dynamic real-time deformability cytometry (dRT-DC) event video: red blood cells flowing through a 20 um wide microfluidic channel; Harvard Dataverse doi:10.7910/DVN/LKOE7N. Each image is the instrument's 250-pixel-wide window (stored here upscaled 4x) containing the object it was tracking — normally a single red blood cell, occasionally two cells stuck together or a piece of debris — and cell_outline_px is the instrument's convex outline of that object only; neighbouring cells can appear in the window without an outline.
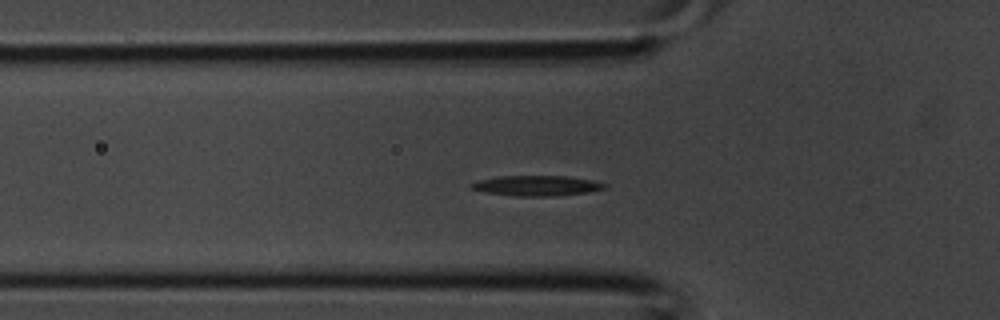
{"species": "common noctule bat (a hibernating species)", "species_latin": "Nyctalus noctula", "temperature_condition": "room temperature", "stored_images_in_passage": 38, "camera_frame_rate_fps": 3000, "um_per_image_px": 0.085, "animal": {"sex": "male", "body_mass_g": 20.1, "forearm_length_mm": 53.5}, "frame": {"image": 1, "passage_image": 12, "time_ms": 3.667, "image_size_px": [1000, 320], "cell_outline_px": [[608, 188], [588, 192], [552, 196], [516, 196], [484, 192], [472, 188], [468, 184], [476, 180], [496, 176], [568, 176], [592, 180], [604, 184]], "centroid_in_image_um": [45.57, 15.77], "position_along_channel_um": 80.2, "area_um2": 15.78}}
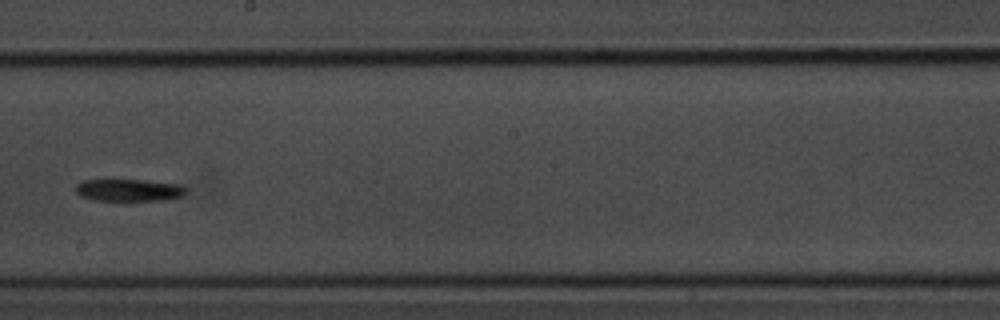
{"frame": {"image": 2, "passage_image": 21, "time_ms": 6.667, "image_size_px": [1000, 320], "cell_outline_px": [[188, 192], [184, 196], [168, 200], [120, 204], [96, 200], [80, 196], [76, 192], [76, 184], [84, 180], [144, 180], [184, 184], [188, 188]], "centroid_in_image_um": [11.06, 16.22], "position_along_channel_um": 237.1, "area_um2": 15.55}}
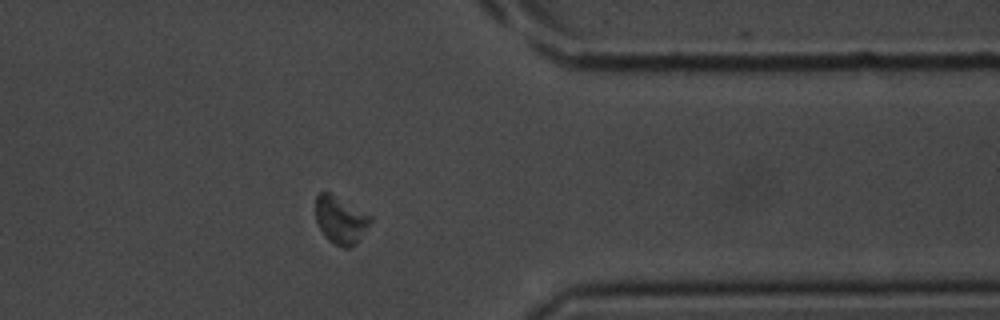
{"frame": {"image": 3, "passage_image": 30, "time_ms": 9.667, "image_size_px": [1000, 320], "cell_outline_px": [[372, 220], [360, 240], [356, 244], [348, 248], [344, 248], [332, 244], [324, 236], [316, 220], [316, 196], [320, 192], [328, 192], [372, 216]], "centroid_in_image_um": [28.95, 18.74], "position_along_channel_um": 382.4, "area_um2": 15.14}}